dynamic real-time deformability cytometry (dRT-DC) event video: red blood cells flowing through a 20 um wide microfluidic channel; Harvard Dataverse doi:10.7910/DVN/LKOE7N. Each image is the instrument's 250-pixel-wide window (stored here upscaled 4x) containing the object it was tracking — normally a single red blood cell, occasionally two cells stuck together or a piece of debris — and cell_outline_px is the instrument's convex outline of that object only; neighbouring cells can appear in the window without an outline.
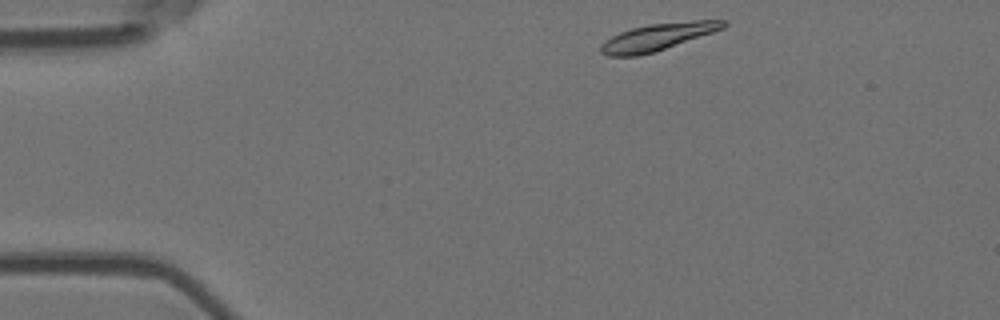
{"species": "Egyptian fruit bat (a non-hibernating species)", "species_latin": "Rousettus aegyptiacus", "temperature_condition": "room temperature", "stored_images_in_passage": 47, "camera_frame_rate_fps": 3000, "um_per_image_px": 0.085, "animal": {"sex": "female"}, "frame": {"image": 1, "passage_image": 1, "time_ms": 0.0, "image_size_px": [1000, 320], "cell_outline_px": [[728, 24], [724, 28], [652, 52], [636, 56], [608, 56], [600, 52], [600, 44], [604, 40], [620, 32], [632, 28], [648, 24], [696, 20], [728, 20]], "centroid_in_image_um": [55.86, 3.13], "position_along_channel_um": 29.1, "area_um2": 19.02}}
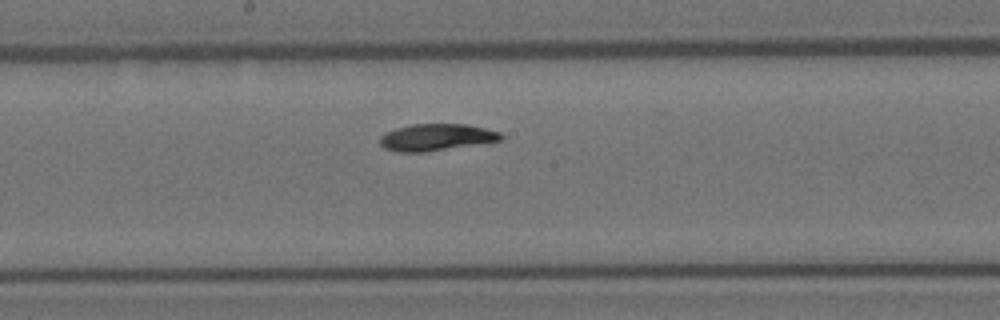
{"frame": {"image": 2, "passage_image": 21, "time_ms": 6.667, "image_size_px": [1000, 320], "cell_outline_px": [[504, 136], [500, 140], [424, 152], [396, 152], [384, 148], [380, 144], [380, 136], [384, 132], [396, 128], [412, 124], [468, 124], [500, 132]], "centroid_in_image_um": [37.03, 11.66], "position_along_channel_um": 211.2, "area_um2": 18.79}}
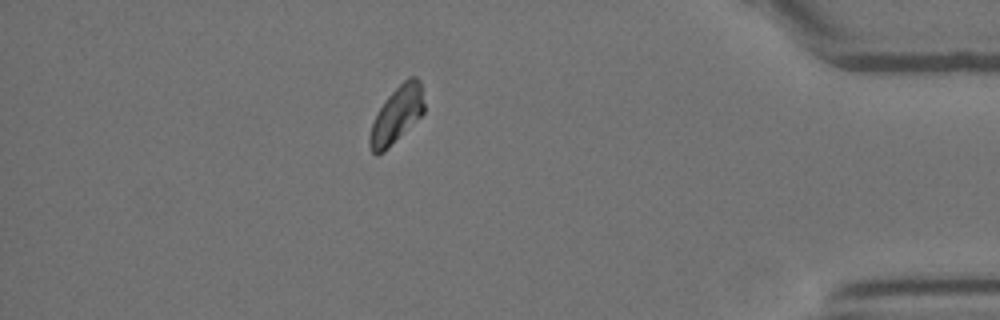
{"frame": {"image": 3, "passage_image": 40, "time_ms": 13.0, "image_size_px": [1000, 320], "cell_outline_px": [[424, 112], [384, 152], [376, 156], [372, 152], [368, 144], [368, 136], [372, 124], [384, 100], [408, 76], [416, 76], [420, 80], [424, 104]], "centroid_in_image_um": [33.7, 9.76], "position_along_channel_um": 401.5, "area_um2": 17.74}, "authors_computed_cell_mechanics": {"area_um2": 18.8428, "velocity_mm_per_s": 3.6489, "shape_relaxation_time_tau1_ms": 5.5111, "shape_relaxation_time_tau2_ms": null, "deformation_change_tau1": 0.1247, "deformation_change_tau2": null}}